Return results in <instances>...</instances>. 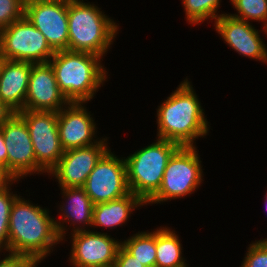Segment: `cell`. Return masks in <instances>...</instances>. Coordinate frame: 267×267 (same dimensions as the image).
Returning <instances> with one entry per match:
<instances>
[{"mask_svg": "<svg viewBox=\"0 0 267 267\" xmlns=\"http://www.w3.org/2000/svg\"><path fill=\"white\" fill-rule=\"evenodd\" d=\"M145 203L135 194L129 193L121 198L94 205L91 228L106 229L122 226L131 217V213Z\"/></svg>", "mask_w": 267, "mask_h": 267, "instance_id": "obj_19", "label": "cell"}, {"mask_svg": "<svg viewBox=\"0 0 267 267\" xmlns=\"http://www.w3.org/2000/svg\"><path fill=\"white\" fill-rule=\"evenodd\" d=\"M21 197L14 200L10 212L9 253L28 256L39 264L62 240L49 210Z\"/></svg>", "mask_w": 267, "mask_h": 267, "instance_id": "obj_1", "label": "cell"}, {"mask_svg": "<svg viewBox=\"0 0 267 267\" xmlns=\"http://www.w3.org/2000/svg\"><path fill=\"white\" fill-rule=\"evenodd\" d=\"M2 60H3V56H2L1 50H0V65H1Z\"/></svg>", "mask_w": 267, "mask_h": 267, "instance_id": "obj_34", "label": "cell"}, {"mask_svg": "<svg viewBox=\"0 0 267 267\" xmlns=\"http://www.w3.org/2000/svg\"><path fill=\"white\" fill-rule=\"evenodd\" d=\"M101 59L87 52L63 50L54 53L49 63L60 91L69 102L88 103L103 86L108 73Z\"/></svg>", "mask_w": 267, "mask_h": 267, "instance_id": "obj_3", "label": "cell"}, {"mask_svg": "<svg viewBox=\"0 0 267 267\" xmlns=\"http://www.w3.org/2000/svg\"><path fill=\"white\" fill-rule=\"evenodd\" d=\"M238 14L231 16L244 21H261L262 31L267 35V0H230Z\"/></svg>", "mask_w": 267, "mask_h": 267, "instance_id": "obj_23", "label": "cell"}, {"mask_svg": "<svg viewBox=\"0 0 267 267\" xmlns=\"http://www.w3.org/2000/svg\"><path fill=\"white\" fill-rule=\"evenodd\" d=\"M4 259L0 260V267H33L36 262L25 255L6 254Z\"/></svg>", "mask_w": 267, "mask_h": 267, "instance_id": "obj_27", "label": "cell"}, {"mask_svg": "<svg viewBox=\"0 0 267 267\" xmlns=\"http://www.w3.org/2000/svg\"><path fill=\"white\" fill-rule=\"evenodd\" d=\"M156 117L157 138L179 146H195V140L209 132L204 109L188 78L158 106Z\"/></svg>", "mask_w": 267, "mask_h": 267, "instance_id": "obj_2", "label": "cell"}, {"mask_svg": "<svg viewBox=\"0 0 267 267\" xmlns=\"http://www.w3.org/2000/svg\"><path fill=\"white\" fill-rule=\"evenodd\" d=\"M265 202H266V210H267V191H266V194H265Z\"/></svg>", "mask_w": 267, "mask_h": 267, "instance_id": "obj_33", "label": "cell"}, {"mask_svg": "<svg viewBox=\"0 0 267 267\" xmlns=\"http://www.w3.org/2000/svg\"><path fill=\"white\" fill-rule=\"evenodd\" d=\"M179 147L175 142L157 138L124 158L130 192L146 205L158 192L168 160Z\"/></svg>", "mask_w": 267, "mask_h": 267, "instance_id": "obj_5", "label": "cell"}, {"mask_svg": "<svg viewBox=\"0 0 267 267\" xmlns=\"http://www.w3.org/2000/svg\"><path fill=\"white\" fill-rule=\"evenodd\" d=\"M0 168L7 171V149L4 143V137L0 129Z\"/></svg>", "mask_w": 267, "mask_h": 267, "instance_id": "obj_29", "label": "cell"}, {"mask_svg": "<svg viewBox=\"0 0 267 267\" xmlns=\"http://www.w3.org/2000/svg\"><path fill=\"white\" fill-rule=\"evenodd\" d=\"M24 13V0H0V30L21 19Z\"/></svg>", "mask_w": 267, "mask_h": 267, "instance_id": "obj_25", "label": "cell"}, {"mask_svg": "<svg viewBox=\"0 0 267 267\" xmlns=\"http://www.w3.org/2000/svg\"><path fill=\"white\" fill-rule=\"evenodd\" d=\"M240 267H267V238L249 244Z\"/></svg>", "mask_w": 267, "mask_h": 267, "instance_id": "obj_26", "label": "cell"}, {"mask_svg": "<svg viewBox=\"0 0 267 267\" xmlns=\"http://www.w3.org/2000/svg\"><path fill=\"white\" fill-rule=\"evenodd\" d=\"M122 246L144 267H156V229L138 232L122 241Z\"/></svg>", "mask_w": 267, "mask_h": 267, "instance_id": "obj_21", "label": "cell"}, {"mask_svg": "<svg viewBox=\"0 0 267 267\" xmlns=\"http://www.w3.org/2000/svg\"><path fill=\"white\" fill-rule=\"evenodd\" d=\"M220 3L221 0H182L186 21L196 26L208 19L217 20L223 15L217 13Z\"/></svg>", "mask_w": 267, "mask_h": 267, "instance_id": "obj_22", "label": "cell"}, {"mask_svg": "<svg viewBox=\"0 0 267 267\" xmlns=\"http://www.w3.org/2000/svg\"><path fill=\"white\" fill-rule=\"evenodd\" d=\"M93 204L121 198L130 192L124 157L118 158L109 149L97 162L83 186Z\"/></svg>", "mask_w": 267, "mask_h": 267, "instance_id": "obj_10", "label": "cell"}, {"mask_svg": "<svg viewBox=\"0 0 267 267\" xmlns=\"http://www.w3.org/2000/svg\"><path fill=\"white\" fill-rule=\"evenodd\" d=\"M18 180H14L10 186L0 192V250L9 253V220L14 200L18 194H13L11 186ZM11 191V192H10Z\"/></svg>", "mask_w": 267, "mask_h": 267, "instance_id": "obj_24", "label": "cell"}, {"mask_svg": "<svg viewBox=\"0 0 267 267\" xmlns=\"http://www.w3.org/2000/svg\"><path fill=\"white\" fill-rule=\"evenodd\" d=\"M101 8L77 0L68 4V50L103 58L118 34V25Z\"/></svg>", "mask_w": 267, "mask_h": 267, "instance_id": "obj_4", "label": "cell"}, {"mask_svg": "<svg viewBox=\"0 0 267 267\" xmlns=\"http://www.w3.org/2000/svg\"><path fill=\"white\" fill-rule=\"evenodd\" d=\"M32 63L3 59L0 65V98L17 113L24 109Z\"/></svg>", "mask_w": 267, "mask_h": 267, "instance_id": "obj_18", "label": "cell"}, {"mask_svg": "<svg viewBox=\"0 0 267 267\" xmlns=\"http://www.w3.org/2000/svg\"><path fill=\"white\" fill-rule=\"evenodd\" d=\"M195 146H180L169 158L158 192L147 202L158 204L192 194L203 181V169Z\"/></svg>", "mask_w": 267, "mask_h": 267, "instance_id": "obj_6", "label": "cell"}, {"mask_svg": "<svg viewBox=\"0 0 267 267\" xmlns=\"http://www.w3.org/2000/svg\"><path fill=\"white\" fill-rule=\"evenodd\" d=\"M113 267H144L135 257H133L122 245L118 250Z\"/></svg>", "mask_w": 267, "mask_h": 267, "instance_id": "obj_28", "label": "cell"}, {"mask_svg": "<svg viewBox=\"0 0 267 267\" xmlns=\"http://www.w3.org/2000/svg\"><path fill=\"white\" fill-rule=\"evenodd\" d=\"M24 16L45 36L54 52L68 50V4L25 3Z\"/></svg>", "mask_w": 267, "mask_h": 267, "instance_id": "obj_13", "label": "cell"}, {"mask_svg": "<svg viewBox=\"0 0 267 267\" xmlns=\"http://www.w3.org/2000/svg\"><path fill=\"white\" fill-rule=\"evenodd\" d=\"M0 129L7 149V172L15 180L23 179L28 174L46 173L36 162L28 127L17 113L4 120Z\"/></svg>", "mask_w": 267, "mask_h": 267, "instance_id": "obj_8", "label": "cell"}, {"mask_svg": "<svg viewBox=\"0 0 267 267\" xmlns=\"http://www.w3.org/2000/svg\"><path fill=\"white\" fill-rule=\"evenodd\" d=\"M80 102H70L58 113V132L64 151L98 143L96 123L87 107ZM94 137V138H93Z\"/></svg>", "mask_w": 267, "mask_h": 267, "instance_id": "obj_15", "label": "cell"}, {"mask_svg": "<svg viewBox=\"0 0 267 267\" xmlns=\"http://www.w3.org/2000/svg\"><path fill=\"white\" fill-rule=\"evenodd\" d=\"M73 267H113L122 241L90 229L71 233Z\"/></svg>", "mask_w": 267, "mask_h": 267, "instance_id": "obj_11", "label": "cell"}, {"mask_svg": "<svg viewBox=\"0 0 267 267\" xmlns=\"http://www.w3.org/2000/svg\"><path fill=\"white\" fill-rule=\"evenodd\" d=\"M13 112L9 107L1 100L0 98V124L4 121L7 120Z\"/></svg>", "mask_w": 267, "mask_h": 267, "instance_id": "obj_31", "label": "cell"}, {"mask_svg": "<svg viewBox=\"0 0 267 267\" xmlns=\"http://www.w3.org/2000/svg\"><path fill=\"white\" fill-rule=\"evenodd\" d=\"M17 114L28 127L36 162L49 173L64 154L58 132V113L21 110Z\"/></svg>", "mask_w": 267, "mask_h": 267, "instance_id": "obj_9", "label": "cell"}, {"mask_svg": "<svg viewBox=\"0 0 267 267\" xmlns=\"http://www.w3.org/2000/svg\"><path fill=\"white\" fill-rule=\"evenodd\" d=\"M14 180L5 169L0 168V192L6 189Z\"/></svg>", "mask_w": 267, "mask_h": 267, "instance_id": "obj_30", "label": "cell"}, {"mask_svg": "<svg viewBox=\"0 0 267 267\" xmlns=\"http://www.w3.org/2000/svg\"><path fill=\"white\" fill-rule=\"evenodd\" d=\"M0 50L3 59L32 64L47 63L55 53L25 16L0 30Z\"/></svg>", "mask_w": 267, "mask_h": 267, "instance_id": "obj_7", "label": "cell"}, {"mask_svg": "<svg viewBox=\"0 0 267 267\" xmlns=\"http://www.w3.org/2000/svg\"><path fill=\"white\" fill-rule=\"evenodd\" d=\"M107 137L98 143L64 151L59 162L49 171L60 187H83L100 158L109 150Z\"/></svg>", "mask_w": 267, "mask_h": 267, "instance_id": "obj_12", "label": "cell"}, {"mask_svg": "<svg viewBox=\"0 0 267 267\" xmlns=\"http://www.w3.org/2000/svg\"><path fill=\"white\" fill-rule=\"evenodd\" d=\"M77 0H24L25 3H31V2H61L65 4H69L70 2H74Z\"/></svg>", "mask_w": 267, "mask_h": 267, "instance_id": "obj_32", "label": "cell"}, {"mask_svg": "<svg viewBox=\"0 0 267 267\" xmlns=\"http://www.w3.org/2000/svg\"><path fill=\"white\" fill-rule=\"evenodd\" d=\"M181 244L175 230L166 226L156 228V267H188Z\"/></svg>", "mask_w": 267, "mask_h": 267, "instance_id": "obj_20", "label": "cell"}, {"mask_svg": "<svg viewBox=\"0 0 267 267\" xmlns=\"http://www.w3.org/2000/svg\"><path fill=\"white\" fill-rule=\"evenodd\" d=\"M61 192L64 197L65 203L63 202L60 206V220H55V226L59 238L63 241L65 239V234L68 231L63 225L66 222H69L72 228L71 233L77 231L86 230L85 228L91 227L93 220V210L94 204L90 197L86 194V191L83 187H73V188H63L61 187ZM68 204V205H67ZM62 206V207H61ZM62 219V221H61ZM82 223V224H81ZM79 226H78V225ZM81 225V226H80ZM87 225V226H86Z\"/></svg>", "mask_w": 267, "mask_h": 267, "instance_id": "obj_17", "label": "cell"}, {"mask_svg": "<svg viewBox=\"0 0 267 267\" xmlns=\"http://www.w3.org/2000/svg\"><path fill=\"white\" fill-rule=\"evenodd\" d=\"M69 103L60 91L51 64H32L23 110L59 112Z\"/></svg>", "mask_w": 267, "mask_h": 267, "instance_id": "obj_14", "label": "cell"}, {"mask_svg": "<svg viewBox=\"0 0 267 267\" xmlns=\"http://www.w3.org/2000/svg\"><path fill=\"white\" fill-rule=\"evenodd\" d=\"M252 23L223 13L214 26L217 33L238 54L267 63V46Z\"/></svg>", "mask_w": 267, "mask_h": 267, "instance_id": "obj_16", "label": "cell"}]
</instances>
